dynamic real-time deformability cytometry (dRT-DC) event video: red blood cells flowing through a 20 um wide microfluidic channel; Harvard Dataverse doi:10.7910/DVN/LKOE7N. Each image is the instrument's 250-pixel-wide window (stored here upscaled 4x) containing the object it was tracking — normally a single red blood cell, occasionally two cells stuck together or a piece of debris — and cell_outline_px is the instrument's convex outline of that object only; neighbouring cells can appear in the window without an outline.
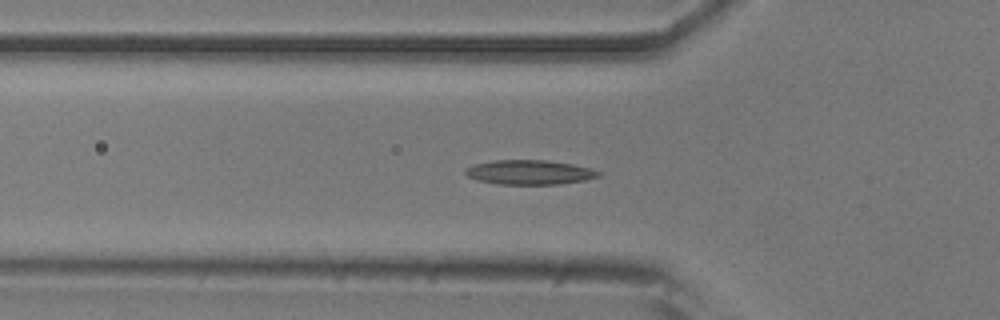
{"species": "common noctule bat (a hibernating species)", "species_latin": "Nyctalus noctula", "temperature_condition": "room temperature", "stored_images_in_passage": 34, "camera_frame_rate_fps": 3000, "um_per_image_px": 0.085, "animal": {"sex": "male", "body_mass_g": 20.5, "forearm_length_mm": 52.5}, "frame": {"image": 1, "passage_image": 3, "time_ms": 0.667, "image_size_px": [1000, 320], "cell_outline_px": [[600, 176], [584, 180], [560, 184], [500, 184], [476, 180], [468, 176], [464, 172], [464, 168], [476, 164], [496, 160], [544, 160], [572, 164], [588, 168], [600, 172]], "centroid_in_image_um": [44.97, 14.65], "position_along_channel_um": 80.8, "area_um2": 18.79}}
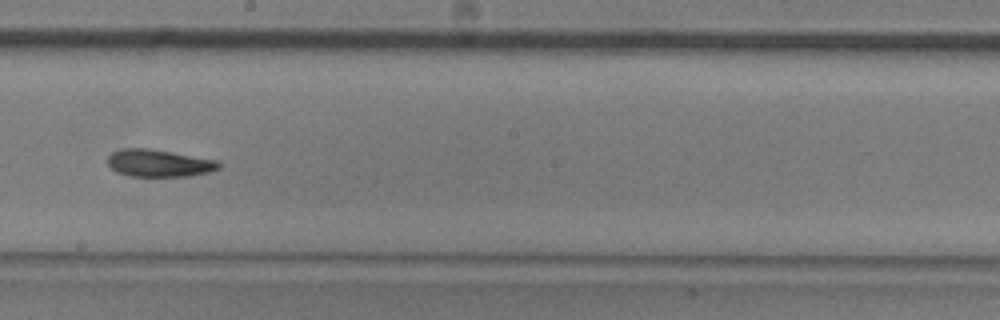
{"frame": {"image": 2, "passage_image": 15, "time_ms": 4.667, "image_size_px": [1000, 320], "cell_outline_px": [[220, 168], [208, 172], [188, 176], [128, 176], [116, 172], [108, 164], [108, 156], [112, 152], [120, 148], [148, 148], [220, 160]], "centroid_in_image_um": [13.51, 13.86], "position_along_channel_um": 234.7, "area_um2": 17.8}}
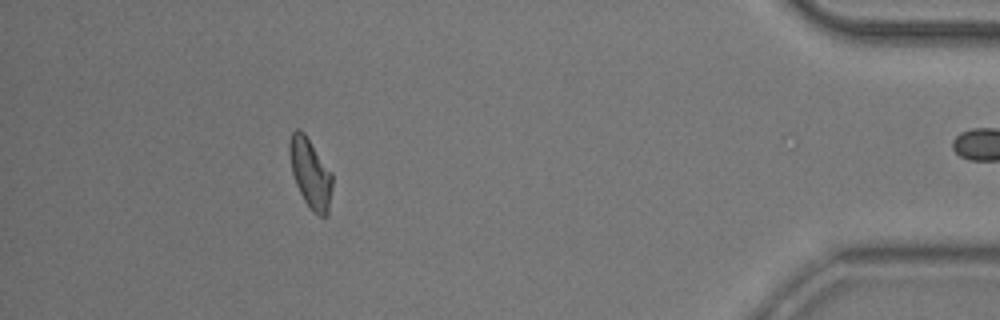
{"frame": {"image": 3, "passage_image": 33, "time_ms": 10.667, "image_size_px": [1000, 320], "cell_outline_px": [[332, 188], [328, 216], [320, 216], [312, 212], [308, 208], [296, 184], [292, 172], [288, 148], [288, 144], [292, 132], [296, 128], [300, 128], [304, 132], [332, 172]], "centroid_in_image_um": [26.38, 14.73], "position_along_channel_um": 408.8, "area_um2": 17.57}}